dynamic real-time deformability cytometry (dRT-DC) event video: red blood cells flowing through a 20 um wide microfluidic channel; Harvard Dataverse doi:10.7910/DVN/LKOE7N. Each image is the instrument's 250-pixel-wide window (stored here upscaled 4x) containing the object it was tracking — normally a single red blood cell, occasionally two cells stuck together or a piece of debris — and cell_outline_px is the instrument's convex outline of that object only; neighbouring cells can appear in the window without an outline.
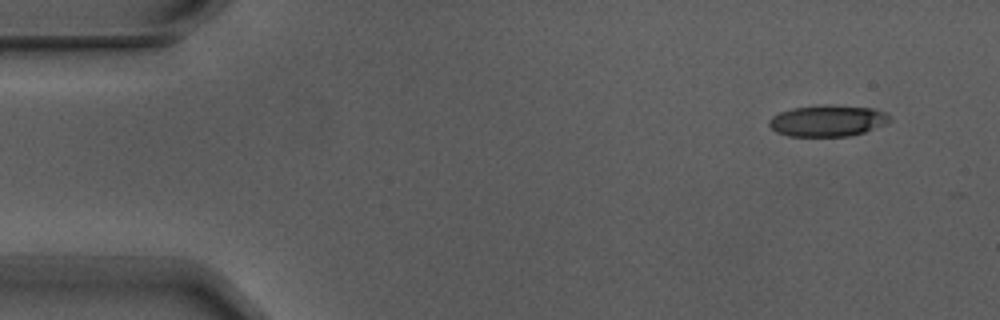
{"species": "Egyptian fruit bat (a non-hibernating species)", "species_latin": "Rousettus aegyptiacus", "temperature_condition": "warm", "stored_images_in_passage": 5, "camera_frame_rate_fps": 3000, "um_per_image_px": 0.085, "animal": {"sex": "male"}, "frame": {"image": 1, "passage_image": 1, "time_ms": 0.0, "image_size_px": [1000, 320], "cell_outline_px": [[892, 120], [888, 124], [864, 132], [848, 136], [788, 136], [776, 132], [768, 124], [768, 120], [772, 116], [780, 112], [792, 108], [820, 104], [828, 104], [876, 108], [888, 112], [892, 116]], "centroid_in_image_um": [70.41, 10.24], "position_along_channel_um": 14.6, "area_um2": 22.6}}